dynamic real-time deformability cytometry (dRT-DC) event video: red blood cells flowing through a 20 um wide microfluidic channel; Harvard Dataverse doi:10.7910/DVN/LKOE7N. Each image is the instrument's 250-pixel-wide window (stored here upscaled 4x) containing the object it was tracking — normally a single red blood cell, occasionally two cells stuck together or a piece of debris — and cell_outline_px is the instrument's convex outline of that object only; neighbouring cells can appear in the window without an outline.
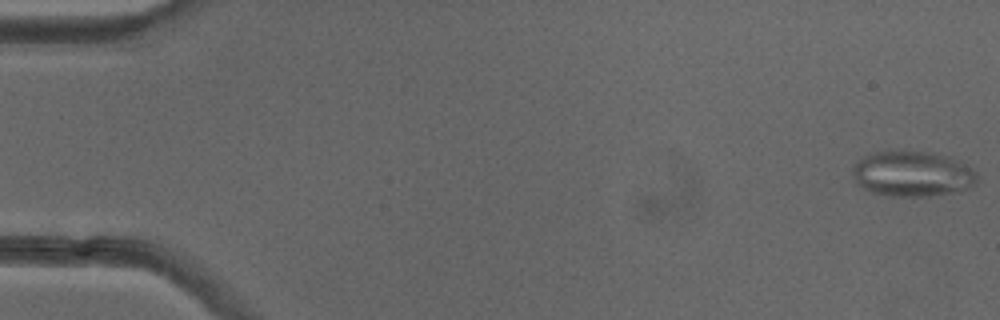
{"species": "common noctule bat (a hibernating species)", "species_latin": "Nyctalus noctula", "temperature_condition": "cold", "stored_images_in_passage": 51, "camera_frame_rate_fps": 3000, "um_per_image_px": 0.085, "animal": {"sex": "female"}, "frame": {"image": 1, "passage_image": 1, "time_ms": 0.0, "image_size_px": [1000, 320], "cell_outline_px": [[980, 180], [972, 188], [952, 192], [928, 196], [892, 196], [872, 192], [856, 184], [852, 172], [852, 164], [864, 156], [872, 152], [928, 152], [948, 156], [960, 160], [972, 168], [976, 172]], "centroid_in_image_um": [77.59, 14.78], "position_along_channel_um": 7.4, "area_um2": 33.18}}
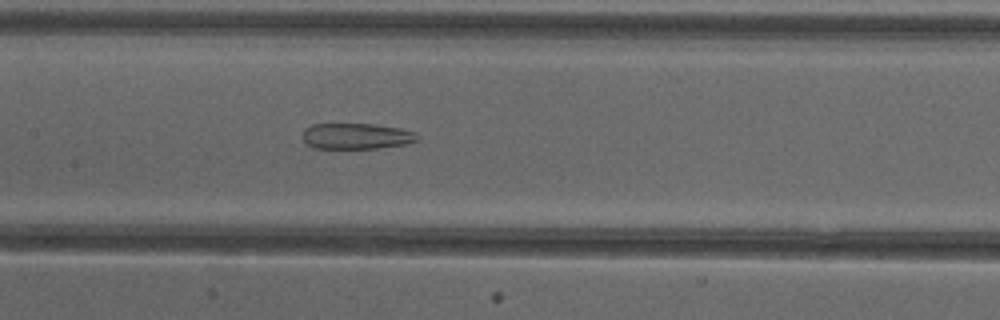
{"frame": {"image": 2, "passage_image": 25, "time_ms": 8.0, "image_size_px": [1000, 320], "cell_outline_px": [[420, 140], [404, 144], [380, 148], [312, 148], [304, 140], [304, 128], [312, 124], [376, 124], [400, 128], [416, 132], [420, 136]], "centroid_in_image_um": [30.34, 11.57], "position_along_channel_um": 177.1, "area_um2": 17.4}}
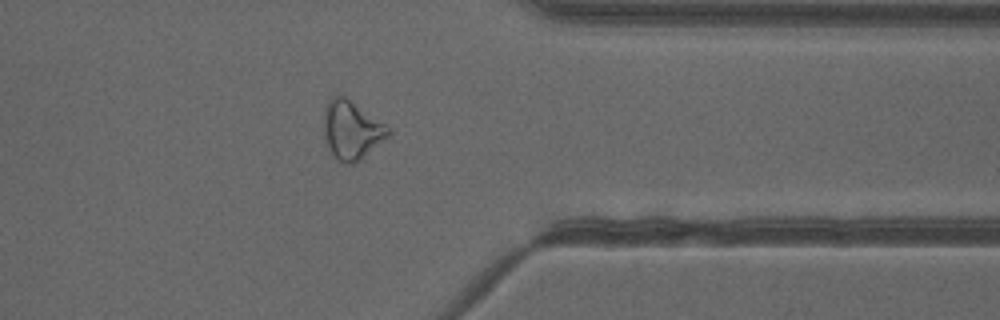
{"frame": {"image": 3, "passage_image": 41, "time_ms": 13.333, "image_size_px": [1000, 320], "cell_outline_px": [[392, 132], [388, 136], [360, 160], [352, 164], [344, 164], [336, 160], [328, 148], [324, 136], [324, 108], [332, 96], [344, 96], [384, 124]], "centroid_in_image_um": [29.84, 11.09], "position_along_channel_um": 381.6, "area_um2": 21.62}, "authors_computed_cell_mechanics": {"area_um2": 23.4668, "velocity_mm_per_s": 4.0036, "shape_relaxation_time_tau1_ms": null, "shape_relaxation_time_tau2_ms": 3.2173, "deformation_change_tau1": null, "deformation_change_tau2": 0.14}}